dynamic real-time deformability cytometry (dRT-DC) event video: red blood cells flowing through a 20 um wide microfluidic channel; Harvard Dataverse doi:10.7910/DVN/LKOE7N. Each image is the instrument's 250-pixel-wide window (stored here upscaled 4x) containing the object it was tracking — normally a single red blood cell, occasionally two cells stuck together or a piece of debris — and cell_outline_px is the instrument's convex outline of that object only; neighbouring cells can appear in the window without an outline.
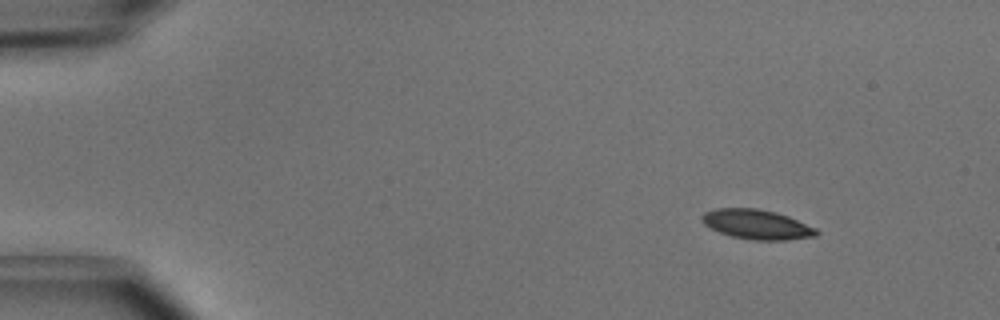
{"species": "common noctule bat (a hibernating species)", "species_latin": "Nyctalus noctula", "temperature_condition": "cold", "stored_images_in_passage": 6, "camera_frame_rate_fps": 3000, "um_per_image_px": 0.085, "animal": {"sex": "male", "body_mass_g": 15.6}, "frame": {"image": 1, "passage_image": 1, "time_ms": 0.0, "image_size_px": [1000, 320], "cell_outline_px": [[820, 232], [816, 236], [788, 240], [752, 240], [732, 236], [720, 232], [704, 224], [700, 220], [700, 216], [704, 212], [716, 208], [756, 208], [776, 212], [788, 216], [816, 228]], "centroid_in_image_um": [64.33, 19.07], "position_along_channel_um": 20.7, "area_um2": 19.83}}
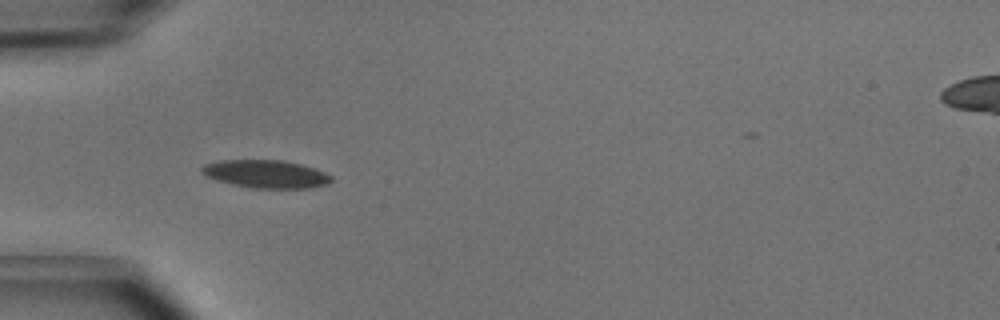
{"frame": {"image": 2, "passage_image": 4, "time_ms": 1.0, "image_size_px": [1000, 320], "cell_outline_px": [[332, 180], [328, 184], [312, 188], [252, 188], [220, 180], [208, 176], [200, 172], [200, 168], [204, 164], [220, 160], [284, 160], [316, 168], [332, 176]], "centroid_in_image_um": [22.65, 14.78], "position_along_channel_um": 62.3, "area_um2": 20.98}}
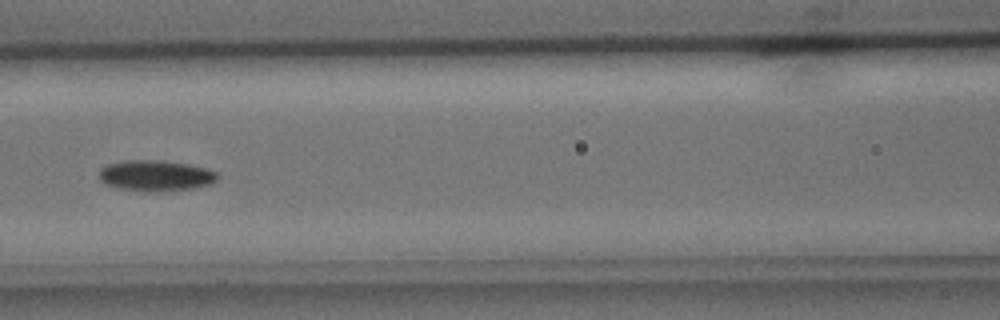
{"frame": {"image": 3, "passage_image": 6, "time_ms": 1.667, "image_size_px": [1000, 320], "cell_outline_px": [[220, 176], [212, 184], [192, 188], [164, 192], [140, 192], [120, 188], [104, 184], [100, 180], [100, 168], [108, 164], [124, 160], [164, 160], [188, 164], [208, 168], [216, 172]], "centroid_in_image_um": [13.25, 14.94], "position_along_channel_um": 153.4, "area_um2": 21.73}}